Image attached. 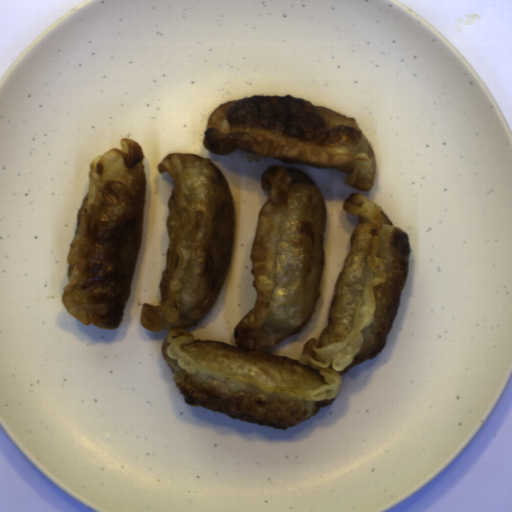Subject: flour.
Listing matches in <instances>:
<instances>
[{
	"mask_svg": "<svg viewBox=\"0 0 512 512\" xmlns=\"http://www.w3.org/2000/svg\"><path fill=\"white\" fill-rule=\"evenodd\" d=\"M157 170L174 181L167 264L160 305L142 303L139 320L149 331L168 330L161 350L186 405L283 430L327 408L343 375L385 349L409 271L407 232L366 195L348 196L344 212L358 223L334 286L328 326L305 343V364L260 351L301 333L320 298L325 267L320 190L301 170L270 166L261 175L268 199L250 255L254 307L234 328L236 347L195 339L187 328L206 318L226 281L234 203L211 158L168 153Z\"/></svg>",
	"mask_w": 512,
	"mask_h": 512,
	"instance_id": "1",
	"label": "flour"
},
{
	"mask_svg": "<svg viewBox=\"0 0 512 512\" xmlns=\"http://www.w3.org/2000/svg\"><path fill=\"white\" fill-rule=\"evenodd\" d=\"M120 144L90 163L62 291L71 316L106 330L119 327L130 298L145 207L143 149L130 137Z\"/></svg>",
	"mask_w": 512,
	"mask_h": 512,
	"instance_id": "2",
	"label": "flour"
},
{
	"mask_svg": "<svg viewBox=\"0 0 512 512\" xmlns=\"http://www.w3.org/2000/svg\"><path fill=\"white\" fill-rule=\"evenodd\" d=\"M208 152L237 149L285 165L346 174L352 189L370 192L375 178L373 149L355 118L292 95H253L216 107L206 122Z\"/></svg>",
	"mask_w": 512,
	"mask_h": 512,
	"instance_id": "3",
	"label": "flour"
}]
</instances>
